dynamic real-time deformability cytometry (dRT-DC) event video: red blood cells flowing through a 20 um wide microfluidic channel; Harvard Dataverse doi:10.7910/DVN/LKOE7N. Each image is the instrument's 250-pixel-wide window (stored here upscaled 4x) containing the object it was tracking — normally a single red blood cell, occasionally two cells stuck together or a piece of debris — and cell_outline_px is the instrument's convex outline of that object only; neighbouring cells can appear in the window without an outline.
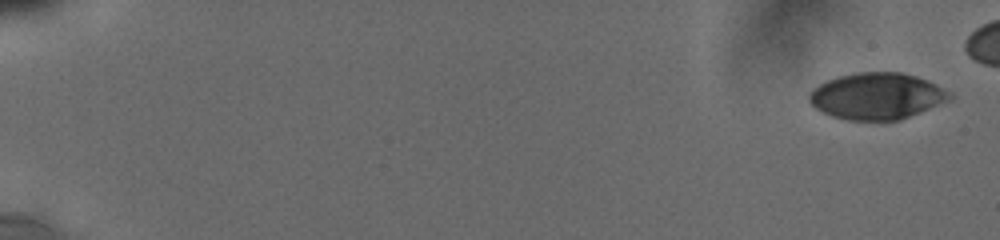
{"species": "human", "species_latin": "Homo sapiens", "temperature_condition": "cold", "stored_images_in_passage": 11, "camera_frame_rate_fps": 3000, "um_per_image_px": 0.085, "donor": {"sex": "male"}, "frame": {"image": 1, "passage_image": 1, "time_ms": 0.0, "image_size_px": [1000, 240], "cell_outline_px": [[952, 96], [948, 100], [920, 112], [900, 120], [844, 120], [832, 116], [816, 108], [808, 100], [808, 92], [812, 88], [836, 76], [856, 72], [900, 72], [916, 76], [952, 92]], "centroid_in_image_um": [74.49, 8.16], "position_along_channel_um": 10.5, "area_um2": 37.97}}